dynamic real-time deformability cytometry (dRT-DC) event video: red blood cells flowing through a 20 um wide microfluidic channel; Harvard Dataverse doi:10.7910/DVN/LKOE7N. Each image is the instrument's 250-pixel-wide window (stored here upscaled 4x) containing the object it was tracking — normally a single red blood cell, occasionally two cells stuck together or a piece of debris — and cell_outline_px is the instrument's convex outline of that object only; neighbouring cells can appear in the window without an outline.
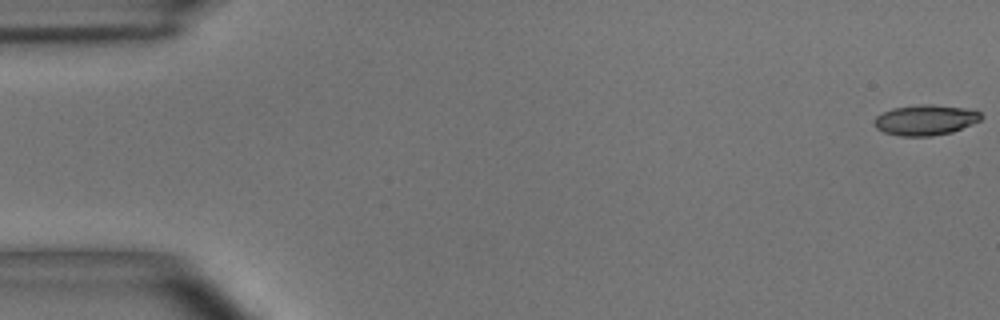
{"species": "common noctule bat (a hibernating species)", "species_latin": "Nyctalus noctula", "temperature_condition": "room temperature", "stored_images_in_passage": 54, "camera_frame_rate_fps": 3000, "um_per_image_px": 0.085, "animal": {"sex": "male", "body_mass_g": 15.6}, "frame": {"image": 1, "passage_image": 1, "time_ms": 0.0, "image_size_px": [1000, 320], "cell_outline_px": [[984, 116], [980, 120], [972, 124], [952, 132], [932, 136], [900, 136], [884, 132], [876, 128], [872, 124], [872, 120], [876, 116], [892, 108], [920, 104], [928, 104], [976, 108]], "centroid_in_image_um": [78.69, 10.18], "position_along_channel_um": 6.3, "area_um2": 19.36}}
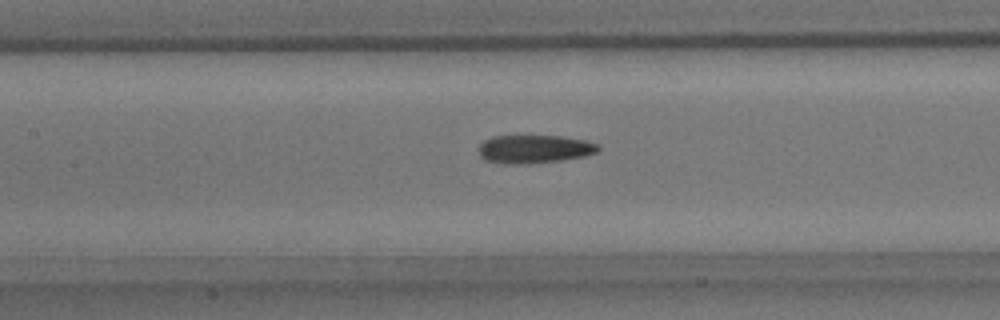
{"frame": {"image": 2, "passage_image": 25, "time_ms": 8.0, "image_size_px": [1000, 320], "cell_outline_px": [[600, 148], [596, 152], [584, 156], [560, 160], [524, 164], [504, 164], [484, 160], [480, 156], [480, 144], [484, 140], [492, 136], [560, 136], [584, 140], [600, 144]], "centroid_in_image_um": [45.4, 12.67], "position_along_channel_um": 162.0, "area_um2": 19.65}}
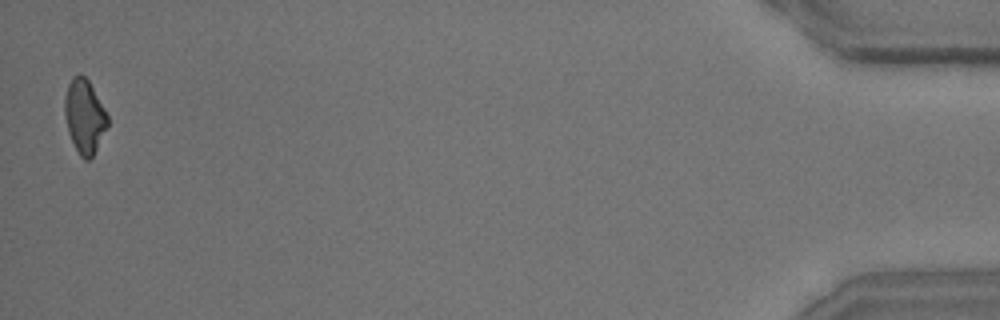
{"frame": {"image": 3, "passage_image": 54, "time_ms": 17.667, "image_size_px": [1000, 320], "cell_outline_px": [[108, 124], [92, 156], [88, 160], [84, 160], [80, 156], [68, 132], [64, 112], [64, 100], [68, 84], [72, 76], [80, 72], [88, 80], [104, 108], [108, 116]], "centroid_in_image_um": [7.16, 9.85], "position_along_channel_um": 428.0, "area_um2": 18.21}, "authors_computed_cell_mechanics": {"area_um2": 19.4786, "velocity_mm_per_s": 3.6925, "shape_relaxation_time_tau1_ms": 7.2846, "shape_relaxation_time_tau2_ms": 3.7478, "deformation_change_tau1": 0.1793, "deformation_change_tau2": 0.1291}}